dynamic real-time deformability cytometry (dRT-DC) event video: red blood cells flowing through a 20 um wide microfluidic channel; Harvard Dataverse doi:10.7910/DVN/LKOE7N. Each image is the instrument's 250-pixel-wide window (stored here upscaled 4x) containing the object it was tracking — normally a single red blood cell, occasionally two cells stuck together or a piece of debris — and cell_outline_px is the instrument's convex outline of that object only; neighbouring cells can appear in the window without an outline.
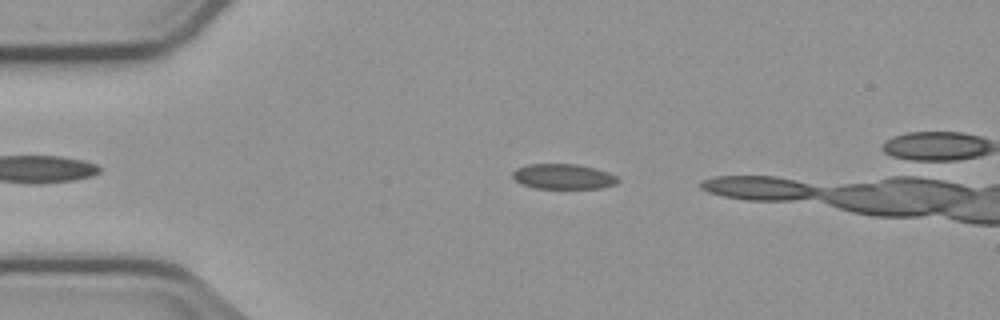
{"species": "common noctule bat (a hibernating species)", "species_latin": "Nyctalus noctula", "temperature_condition": "cold", "stored_images_in_passage": 6, "segment_of_instrument_passage": [2, 2], "camera_frame_rate_fps": 3000, "um_per_image_px": 0.085, "animal": {"sex": "male", "body_mass_g": 23.1, "forearm_length_mm": 52.7}, "frame": {"image": 1, "passage_image": 4, "time_ms": 4.667, "image_size_px": [1000, 320], "cell_outline_px": [[620, 180], [616, 184], [600, 188], [536, 188], [520, 184], [512, 176], [512, 172], [516, 168], [528, 164], [576, 164], [596, 168], [608, 172], [616, 176]], "centroid_in_image_um": [47.87, 15.0], "position_along_channel_um": 37.1, "area_um2": 15.49}}